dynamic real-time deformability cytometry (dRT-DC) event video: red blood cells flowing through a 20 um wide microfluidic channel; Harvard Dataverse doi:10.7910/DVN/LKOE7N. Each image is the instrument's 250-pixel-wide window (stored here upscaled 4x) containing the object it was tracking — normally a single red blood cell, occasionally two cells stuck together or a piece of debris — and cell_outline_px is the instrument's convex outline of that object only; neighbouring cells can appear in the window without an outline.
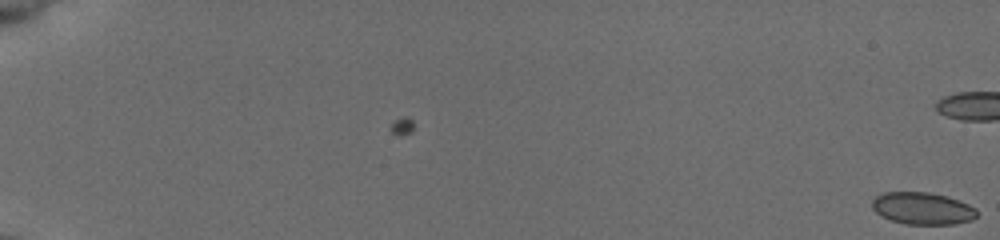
{"species": "common noctule bat (a hibernating species)", "species_latin": "Nyctalus noctula", "temperature_condition": "cold", "stored_images_in_passage": 3, "camera_frame_rate_fps": 3000, "um_per_image_px": 0.085, "animal": {"sex": "female", "body_mass_g": 19.5, "forearm_length_mm": 54.1}, "frame": {"image": 1, "passage_image": 3, "time_ms": 0.667, "image_size_px": [1000, 240], "cell_outline_px": [[976, 216], [972, 220], [952, 224], [904, 224], [892, 220], [876, 212], [872, 208], [872, 200], [876, 196], [884, 192], [928, 192], [948, 196], [968, 204], [976, 208]], "centroid_in_image_um": [78.42, 17.7], "position_along_channel_um": 6.6, "area_um2": 19.54}}